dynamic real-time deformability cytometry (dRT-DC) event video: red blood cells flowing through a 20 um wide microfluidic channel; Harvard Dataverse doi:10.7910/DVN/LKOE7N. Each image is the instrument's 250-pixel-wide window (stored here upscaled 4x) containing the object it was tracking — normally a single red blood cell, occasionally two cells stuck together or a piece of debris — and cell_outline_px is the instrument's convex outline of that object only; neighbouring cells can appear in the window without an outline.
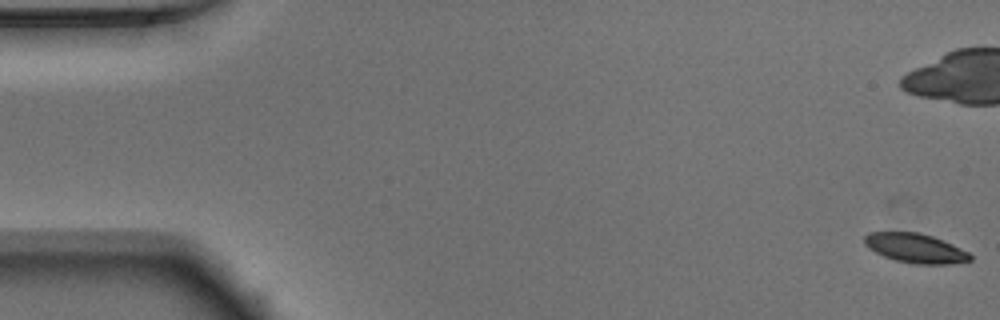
{"species": "Egyptian fruit bat (a non-hibernating species)", "species_latin": "Rousettus aegyptiacus", "temperature_condition": "warm", "stored_images_in_passage": 53, "camera_frame_rate_fps": 3000, "um_per_image_px": 0.085, "animal": {"sex": "male"}, "frame": {"image": 1, "passage_image": 1, "time_ms": 0.0, "image_size_px": [1000, 320], "cell_outline_px": [[972, 260], [948, 264], [916, 264], [896, 260], [884, 256], [868, 248], [864, 244], [864, 236], [868, 232], [920, 232], [932, 236], [952, 244], [968, 252], [972, 256]], "centroid_in_image_um": [77.79, 21.09], "position_along_channel_um": 7.2, "area_um2": 18.03}, "authors_computed_cell_mechanics": {"area_um2": 19.074, "velocity_mm_per_s": 3.8988, "shape_relaxation_time_tau1_ms": 2.2748, "shape_relaxation_time_tau2_ms": null, "deformation_change_tau1": 0.1031, "deformation_change_tau2": null}}